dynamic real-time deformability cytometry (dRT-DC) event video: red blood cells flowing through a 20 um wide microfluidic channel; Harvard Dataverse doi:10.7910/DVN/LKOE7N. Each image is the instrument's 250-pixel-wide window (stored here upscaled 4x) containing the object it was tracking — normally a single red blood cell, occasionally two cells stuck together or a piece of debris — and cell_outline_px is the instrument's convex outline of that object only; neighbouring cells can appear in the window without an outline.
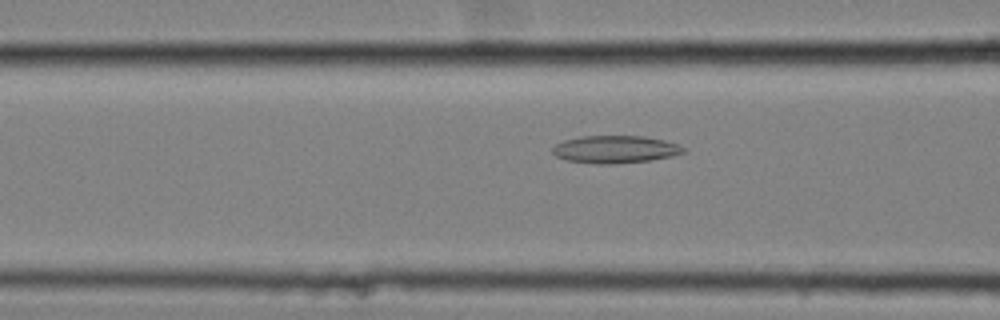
{"species": "common noctule bat (a hibernating species)", "species_latin": "Nyctalus noctula", "temperature_condition": "cold", "stored_images_in_passage": 52, "camera_frame_rate_fps": 3000, "um_per_image_px": 0.085, "animal": {"sex": "female", "body_mass_g": 25.1}, "frame": {"image": 1, "passage_image": 18, "time_ms": 5.667, "image_size_px": [1000, 320], "cell_outline_px": [[688, 152], [672, 156], [652, 160], [612, 164], [596, 164], [568, 160], [556, 156], [552, 152], [552, 148], [556, 144], [564, 140], [580, 136], [644, 136], [664, 140], [680, 144]], "centroid_in_image_um": [52.33, 12.69], "position_along_channel_um": 114.3, "area_um2": 21.15}}
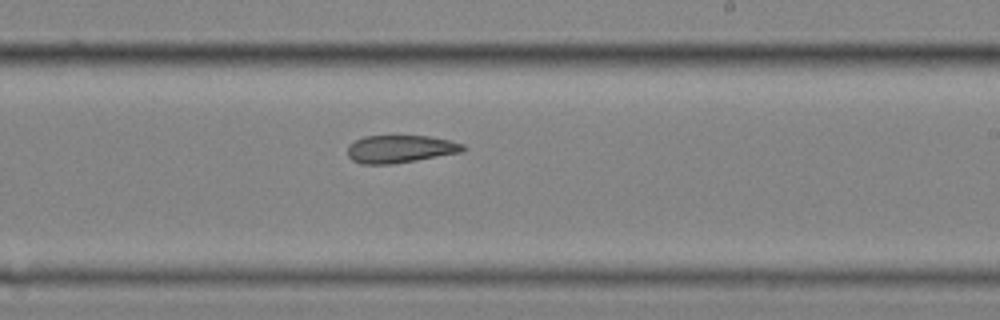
{"frame": {"image": 2, "passage_image": 30, "time_ms": 9.667, "image_size_px": [1000, 320], "cell_outline_px": [[468, 148], [464, 152], [392, 164], [360, 164], [352, 160], [348, 156], [348, 144], [364, 136], [428, 136], [448, 140], [464, 144]], "centroid_in_image_um": [34.03, 12.67], "position_along_channel_um": 255.0, "area_um2": 18.73}}
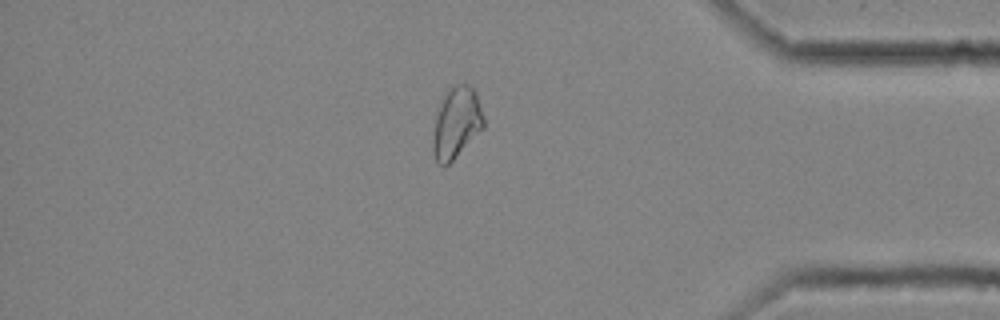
{"frame": {"image": 3, "passage_image": 44, "time_ms": 14.333, "image_size_px": [1000, 320], "cell_outline_px": [[484, 128], [444, 168], [436, 164], [432, 148], [432, 136], [436, 116], [444, 96], [456, 84], [468, 84], [476, 92], [484, 120]], "centroid_in_image_um": [38.78, 10.49], "position_along_channel_um": 396.4, "area_um2": 20.81}, "authors_computed_cell_mechanics": {"area_um2": 21.2704, "velocity_mm_per_s": 3.5198, "shape_relaxation_time_tau1_ms": null, "shape_relaxation_time_tau2_ms": 3.9259, "deformation_change_tau1": null, "deformation_change_tau2": 0.1113}}